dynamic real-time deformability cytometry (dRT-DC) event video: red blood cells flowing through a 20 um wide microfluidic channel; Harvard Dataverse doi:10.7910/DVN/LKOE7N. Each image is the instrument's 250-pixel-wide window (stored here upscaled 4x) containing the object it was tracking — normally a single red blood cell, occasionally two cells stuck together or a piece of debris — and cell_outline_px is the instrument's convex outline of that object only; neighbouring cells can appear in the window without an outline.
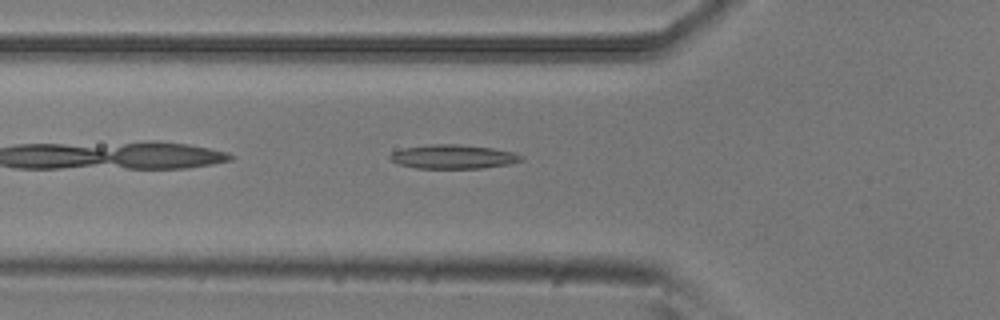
{"species": "common noctule bat (a hibernating species)", "species_latin": "Nyctalus noctula", "temperature_condition": "room temperature", "stored_images_in_passage": 39, "camera_frame_rate_fps": 3000, "um_per_image_px": 0.085, "animal": {"sex": "male", "body_mass_g": 20.5, "forearm_length_mm": 52.5}, "frame": {"image": 1, "passage_image": 4, "time_ms": 1.0, "image_size_px": [1000, 320], "cell_outline_px": [[524, 160], [508, 164], [480, 168], [416, 168], [400, 164], [388, 160], [388, 156], [392, 152], [404, 148], [428, 144], [460, 144], [492, 148], [512, 152], [524, 156]], "centroid_in_image_um": [38.5, 13.31], "position_along_channel_um": 87.3, "area_um2": 18.38}}
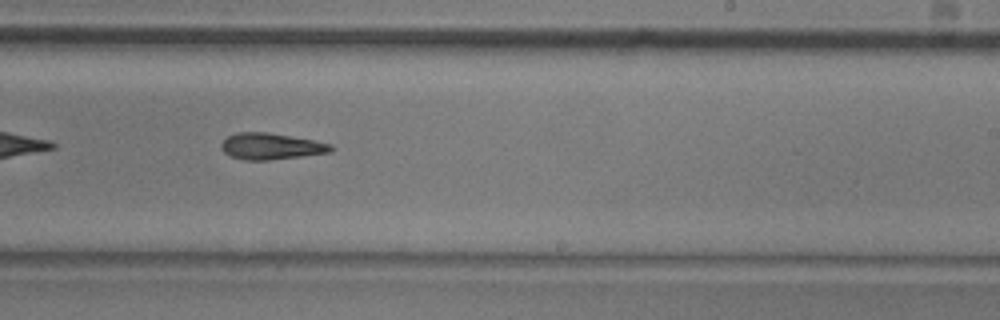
{"frame": {"image": 2, "passage_image": 18, "time_ms": 5.667, "image_size_px": [1000, 320], "cell_outline_px": [[332, 152], [268, 160], [244, 160], [232, 156], [224, 152], [220, 144], [228, 136], [236, 132], [268, 132], [292, 136], [332, 144]], "centroid_in_image_um": [23.02, 12.43], "position_along_channel_um": 266.0, "area_um2": 16.7}}
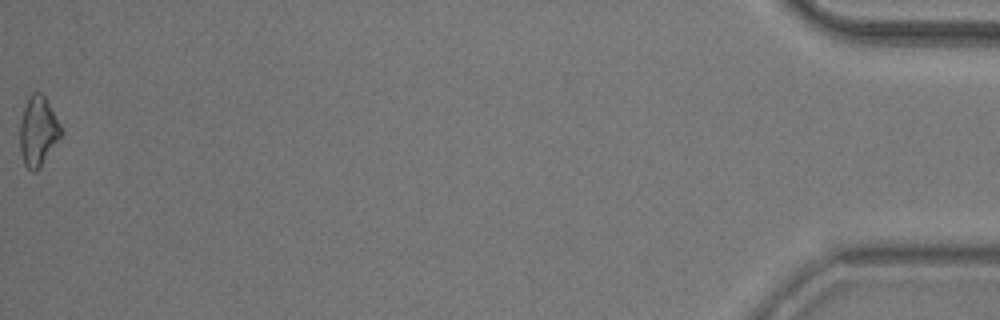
{"frame": {"image": 3, "passage_image": 39, "time_ms": 12.667, "image_size_px": [1000, 320], "cell_outline_px": [[64, 132], [36, 172], [32, 172], [24, 164], [20, 152], [20, 124], [24, 108], [28, 96], [32, 92], [40, 92], [44, 96], [60, 124]], "centroid_in_image_um": [3.23, 11.16], "position_along_channel_um": 432.0, "area_um2": 16.53}, "authors_computed_cell_mechanics": {"area_um2": 16.6464, "velocity_mm_per_s": 3.8146, "shape_relaxation_time_tau1_ms": 6.3863, "shape_relaxation_time_tau2_ms": null, "deformation_change_tau1": 0.153, "deformation_change_tau2": null}}